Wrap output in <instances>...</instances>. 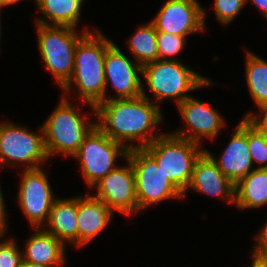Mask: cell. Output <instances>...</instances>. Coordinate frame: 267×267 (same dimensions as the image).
Masks as SVG:
<instances>
[{
    "label": "cell",
    "instance_id": "1",
    "mask_svg": "<svg viewBox=\"0 0 267 267\" xmlns=\"http://www.w3.org/2000/svg\"><path fill=\"white\" fill-rule=\"evenodd\" d=\"M142 87V95L133 99L106 98L95 107L99 118L96 125L112 140L121 143L129 150L144 148L154 139L163 135L153 134L162 121L159 105L151 103ZM101 120V121H100ZM138 140V145H126L125 141Z\"/></svg>",
    "mask_w": 267,
    "mask_h": 267
},
{
    "label": "cell",
    "instance_id": "2",
    "mask_svg": "<svg viewBox=\"0 0 267 267\" xmlns=\"http://www.w3.org/2000/svg\"><path fill=\"white\" fill-rule=\"evenodd\" d=\"M100 31L87 32L75 49L74 72L62 87L70 94L73 83L78 88L80 98L93 108L106 100L104 63L107 48L112 44Z\"/></svg>",
    "mask_w": 267,
    "mask_h": 267
},
{
    "label": "cell",
    "instance_id": "3",
    "mask_svg": "<svg viewBox=\"0 0 267 267\" xmlns=\"http://www.w3.org/2000/svg\"><path fill=\"white\" fill-rule=\"evenodd\" d=\"M169 180L185 194L197 159L205 151L199 144L171 134H163L143 148ZM200 150V151H199Z\"/></svg>",
    "mask_w": 267,
    "mask_h": 267
},
{
    "label": "cell",
    "instance_id": "4",
    "mask_svg": "<svg viewBox=\"0 0 267 267\" xmlns=\"http://www.w3.org/2000/svg\"><path fill=\"white\" fill-rule=\"evenodd\" d=\"M157 101L175 98L177 104L184 101L186 93L212 84L210 80L196 74L180 61L157 60L142 66V74Z\"/></svg>",
    "mask_w": 267,
    "mask_h": 267
},
{
    "label": "cell",
    "instance_id": "5",
    "mask_svg": "<svg viewBox=\"0 0 267 267\" xmlns=\"http://www.w3.org/2000/svg\"><path fill=\"white\" fill-rule=\"evenodd\" d=\"M36 25L42 60L62 88L73 75L77 43L89 31L85 29L79 36L75 28Z\"/></svg>",
    "mask_w": 267,
    "mask_h": 267
},
{
    "label": "cell",
    "instance_id": "6",
    "mask_svg": "<svg viewBox=\"0 0 267 267\" xmlns=\"http://www.w3.org/2000/svg\"><path fill=\"white\" fill-rule=\"evenodd\" d=\"M83 118L63 97L42 126L48 157L57 153L73 156L77 152L85 136L96 125L95 122L86 124Z\"/></svg>",
    "mask_w": 267,
    "mask_h": 267
},
{
    "label": "cell",
    "instance_id": "7",
    "mask_svg": "<svg viewBox=\"0 0 267 267\" xmlns=\"http://www.w3.org/2000/svg\"><path fill=\"white\" fill-rule=\"evenodd\" d=\"M125 159L134 171L138 211L164 199L184 196L143 148L130 149Z\"/></svg>",
    "mask_w": 267,
    "mask_h": 267
},
{
    "label": "cell",
    "instance_id": "8",
    "mask_svg": "<svg viewBox=\"0 0 267 267\" xmlns=\"http://www.w3.org/2000/svg\"><path fill=\"white\" fill-rule=\"evenodd\" d=\"M129 149L110 139L97 125L85 136L80 148L73 155L81 162L86 183L92 187L108 173L115 170L117 156L127 157Z\"/></svg>",
    "mask_w": 267,
    "mask_h": 267
},
{
    "label": "cell",
    "instance_id": "9",
    "mask_svg": "<svg viewBox=\"0 0 267 267\" xmlns=\"http://www.w3.org/2000/svg\"><path fill=\"white\" fill-rule=\"evenodd\" d=\"M40 131L41 135H37L24 127L2 122L0 124V164L16 165L21 162L31 163L25 170L40 168L39 164L49 158L42 127Z\"/></svg>",
    "mask_w": 267,
    "mask_h": 267
},
{
    "label": "cell",
    "instance_id": "10",
    "mask_svg": "<svg viewBox=\"0 0 267 267\" xmlns=\"http://www.w3.org/2000/svg\"><path fill=\"white\" fill-rule=\"evenodd\" d=\"M19 189V206L35 228L47 222L56 199L48 178L41 168L25 170Z\"/></svg>",
    "mask_w": 267,
    "mask_h": 267
},
{
    "label": "cell",
    "instance_id": "11",
    "mask_svg": "<svg viewBox=\"0 0 267 267\" xmlns=\"http://www.w3.org/2000/svg\"><path fill=\"white\" fill-rule=\"evenodd\" d=\"M205 11L196 0H167L152 23L157 32L187 36L205 28Z\"/></svg>",
    "mask_w": 267,
    "mask_h": 267
},
{
    "label": "cell",
    "instance_id": "12",
    "mask_svg": "<svg viewBox=\"0 0 267 267\" xmlns=\"http://www.w3.org/2000/svg\"><path fill=\"white\" fill-rule=\"evenodd\" d=\"M127 164L117 167L94 185L97 189L94 197L111 210L130 215L138 211V202L134 171L128 160Z\"/></svg>",
    "mask_w": 267,
    "mask_h": 267
},
{
    "label": "cell",
    "instance_id": "13",
    "mask_svg": "<svg viewBox=\"0 0 267 267\" xmlns=\"http://www.w3.org/2000/svg\"><path fill=\"white\" fill-rule=\"evenodd\" d=\"M105 83L111 82L117 93V99H133L142 95V82L138 73L142 74V66L132 63L112 43L106 51L104 63Z\"/></svg>",
    "mask_w": 267,
    "mask_h": 267
},
{
    "label": "cell",
    "instance_id": "14",
    "mask_svg": "<svg viewBox=\"0 0 267 267\" xmlns=\"http://www.w3.org/2000/svg\"><path fill=\"white\" fill-rule=\"evenodd\" d=\"M178 105L182 120L186 121L191 133L179 130L173 135L199 144L201 137L214 139L224 125V119L216 109L192 97L186 98Z\"/></svg>",
    "mask_w": 267,
    "mask_h": 267
},
{
    "label": "cell",
    "instance_id": "15",
    "mask_svg": "<svg viewBox=\"0 0 267 267\" xmlns=\"http://www.w3.org/2000/svg\"><path fill=\"white\" fill-rule=\"evenodd\" d=\"M205 151L214 159L223 174L236 185L251 172L253 165L248 145V122L244 118L241 119L228 146L218 160L208 150Z\"/></svg>",
    "mask_w": 267,
    "mask_h": 267
},
{
    "label": "cell",
    "instance_id": "16",
    "mask_svg": "<svg viewBox=\"0 0 267 267\" xmlns=\"http://www.w3.org/2000/svg\"><path fill=\"white\" fill-rule=\"evenodd\" d=\"M211 196L227 197L234 203L235 185L218 168L214 159L204 151L197 159L188 188Z\"/></svg>",
    "mask_w": 267,
    "mask_h": 267
},
{
    "label": "cell",
    "instance_id": "17",
    "mask_svg": "<svg viewBox=\"0 0 267 267\" xmlns=\"http://www.w3.org/2000/svg\"><path fill=\"white\" fill-rule=\"evenodd\" d=\"M113 211L92 195L78 198V246L99 234L110 222Z\"/></svg>",
    "mask_w": 267,
    "mask_h": 267
},
{
    "label": "cell",
    "instance_id": "18",
    "mask_svg": "<svg viewBox=\"0 0 267 267\" xmlns=\"http://www.w3.org/2000/svg\"><path fill=\"white\" fill-rule=\"evenodd\" d=\"M34 230L36 233L29 238L22 252L23 260L46 267L61 266L65 262V243L45 230Z\"/></svg>",
    "mask_w": 267,
    "mask_h": 267
},
{
    "label": "cell",
    "instance_id": "19",
    "mask_svg": "<svg viewBox=\"0 0 267 267\" xmlns=\"http://www.w3.org/2000/svg\"><path fill=\"white\" fill-rule=\"evenodd\" d=\"M78 198L56 199L46 222L45 231L60 241L78 245Z\"/></svg>",
    "mask_w": 267,
    "mask_h": 267
},
{
    "label": "cell",
    "instance_id": "20",
    "mask_svg": "<svg viewBox=\"0 0 267 267\" xmlns=\"http://www.w3.org/2000/svg\"><path fill=\"white\" fill-rule=\"evenodd\" d=\"M234 203L243 210L267 204V169H253L235 185Z\"/></svg>",
    "mask_w": 267,
    "mask_h": 267
},
{
    "label": "cell",
    "instance_id": "21",
    "mask_svg": "<svg viewBox=\"0 0 267 267\" xmlns=\"http://www.w3.org/2000/svg\"><path fill=\"white\" fill-rule=\"evenodd\" d=\"M45 15L46 21L37 19V24L48 26H67L76 29L81 14L83 0H35ZM52 21L51 23L48 21Z\"/></svg>",
    "mask_w": 267,
    "mask_h": 267
},
{
    "label": "cell",
    "instance_id": "22",
    "mask_svg": "<svg viewBox=\"0 0 267 267\" xmlns=\"http://www.w3.org/2000/svg\"><path fill=\"white\" fill-rule=\"evenodd\" d=\"M128 44L131 53L141 66L159 60L157 31L152 22L139 27L133 37L128 40Z\"/></svg>",
    "mask_w": 267,
    "mask_h": 267
},
{
    "label": "cell",
    "instance_id": "23",
    "mask_svg": "<svg viewBox=\"0 0 267 267\" xmlns=\"http://www.w3.org/2000/svg\"><path fill=\"white\" fill-rule=\"evenodd\" d=\"M247 53L246 80L257 106L267 103V62L251 52Z\"/></svg>",
    "mask_w": 267,
    "mask_h": 267
},
{
    "label": "cell",
    "instance_id": "24",
    "mask_svg": "<svg viewBox=\"0 0 267 267\" xmlns=\"http://www.w3.org/2000/svg\"><path fill=\"white\" fill-rule=\"evenodd\" d=\"M185 36L175 34L157 32V49L159 60L162 61H177V59H167L165 56L177 55L183 48Z\"/></svg>",
    "mask_w": 267,
    "mask_h": 267
},
{
    "label": "cell",
    "instance_id": "25",
    "mask_svg": "<svg viewBox=\"0 0 267 267\" xmlns=\"http://www.w3.org/2000/svg\"><path fill=\"white\" fill-rule=\"evenodd\" d=\"M248 145L252 162L264 164L267 162V137L258 132L248 123ZM258 169H267V164L258 167Z\"/></svg>",
    "mask_w": 267,
    "mask_h": 267
},
{
    "label": "cell",
    "instance_id": "26",
    "mask_svg": "<svg viewBox=\"0 0 267 267\" xmlns=\"http://www.w3.org/2000/svg\"><path fill=\"white\" fill-rule=\"evenodd\" d=\"M245 3L246 0H215L214 8L217 19L225 25L231 23Z\"/></svg>",
    "mask_w": 267,
    "mask_h": 267
},
{
    "label": "cell",
    "instance_id": "27",
    "mask_svg": "<svg viewBox=\"0 0 267 267\" xmlns=\"http://www.w3.org/2000/svg\"><path fill=\"white\" fill-rule=\"evenodd\" d=\"M19 250L13 239L0 242V267H20L23 258Z\"/></svg>",
    "mask_w": 267,
    "mask_h": 267
},
{
    "label": "cell",
    "instance_id": "28",
    "mask_svg": "<svg viewBox=\"0 0 267 267\" xmlns=\"http://www.w3.org/2000/svg\"><path fill=\"white\" fill-rule=\"evenodd\" d=\"M258 108L260 110V114H262L261 118L259 115L247 113L244 119L258 132L267 137V103L259 105Z\"/></svg>",
    "mask_w": 267,
    "mask_h": 267
},
{
    "label": "cell",
    "instance_id": "29",
    "mask_svg": "<svg viewBox=\"0 0 267 267\" xmlns=\"http://www.w3.org/2000/svg\"><path fill=\"white\" fill-rule=\"evenodd\" d=\"M256 237L258 239V243L252 254L258 256H267V222L261 233Z\"/></svg>",
    "mask_w": 267,
    "mask_h": 267
},
{
    "label": "cell",
    "instance_id": "30",
    "mask_svg": "<svg viewBox=\"0 0 267 267\" xmlns=\"http://www.w3.org/2000/svg\"><path fill=\"white\" fill-rule=\"evenodd\" d=\"M6 212H5V204L3 199V194L0 188V237L5 233L6 231Z\"/></svg>",
    "mask_w": 267,
    "mask_h": 267
},
{
    "label": "cell",
    "instance_id": "31",
    "mask_svg": "<svg viewBox=\"0 0 267 267\" xmlns=\"http://www.w3.org/2000/svg\"><path fill=\"white\" fill-rule=\"evenodd\" d=\"M253 264L252 267H267V256H258L252 254Z\"/></svg>",
    "mask_w": 267,
    "mask_h": 267
},
{
    "label": "cell",
    "instance_id": "32",
    "mask_svg": "<svg viewBox=\"0 0 267 267\" xmlns=\"http://www.w3.org/2000/svg\"><path fill=\"white\" fill-rule=\"evenodd\" d=\"M248 0H246L247 2ZM254 5L267 17V0H251Z\"/></svg>",
    "mask_w": 267,
    "mask_h": 267
},
{
    "label": "cell",
    "instance_id": "33",
    "mask_svg": "<svg viewBox=\"0 0 267 267\" xmlns=\"http://www.w3.org/2000/svg\"><path fill=\"white\" fill-rule=\"evenodd\" d=\"M20 267H46V266L22 260Z\"/></svg>",
    "mask_w": 267,
    "mask_h": 267
},
{
    "label": "cell",
    "instance_id": "34",
    "mask_svg": "<svg viewBox=\"0 0 267 267\" xmlns=\"http://www.w3.org/2000/svg\"><path fill=\"white\" fill-rule=\"evenodd\" d=\"M16 2H20V0H0V9L6 5L15 4Z\"/></svg>",
    "mask_w": 267,
    "mask_h": 267
},
{
    "label": "cell",
    "instance_id": "35",
    "mask_svg": "<svg viewBox=\"0 0 267 267\" xmlns=\"http://www.w3.org/2000/svg\"><path fill=\"white\" fill-rule=\"evenodd\" d=\"M1 16V15H0ZM1 20V19H0ZM0 37H1V23H0Z\"/></svg>",
    "mask_w": 267,
    "mask_h": 267
}]
</instances>
